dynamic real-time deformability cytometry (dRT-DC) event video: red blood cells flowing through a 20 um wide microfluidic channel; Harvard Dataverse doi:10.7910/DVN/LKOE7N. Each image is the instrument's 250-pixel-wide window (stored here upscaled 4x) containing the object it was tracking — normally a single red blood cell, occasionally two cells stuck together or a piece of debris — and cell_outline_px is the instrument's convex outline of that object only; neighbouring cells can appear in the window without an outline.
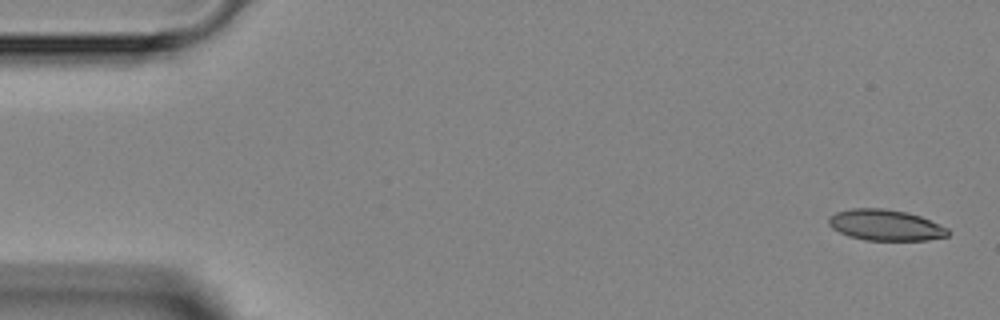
{"species": "Egyptian fruit bat (a non-hibernating species)", "species_latin": "Rousettus aegyptiacus", "temperature_condition": "room temperature", "stored_images_in_passage": 4, "camera_frame_rate_fps": 3000, "um_per_image_px": 0.085, "animal": {"sex": "female"}, "frame": {"image": 1, "passage_image": 1, "time_ms": 0.0, "image_size_px": [1000, 320], "cell_outline_px": [[952, 232], [948, 236], [928, 240], [864, 240], [848, 236], [832, 228], [828, 224], [828, 216], [836, 212], [852, 208], [884, 208], [908, 212], [920, 216], [948, 228]], "centroid_in_image_um": [75.27, 19.13], "position_along_channel_um": 9.7, "area_um2": 21.73}}
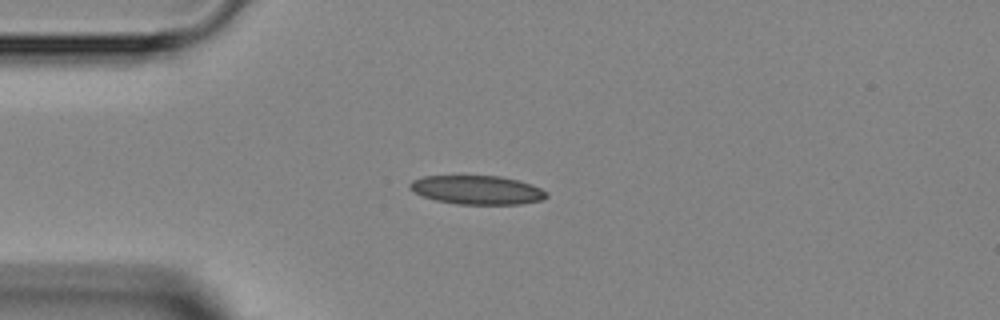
{"frame": {"image": 2, "passage_image": 4, "time_ms": 3.333, "image_size_px": [1000, 320], "cell_outline_px": [[548, 196], [540, 200], [520, 204], [456, 204], [436, 200], [420, 196], [408, 188], [408, 184], [412, 180], [424, 176], [500, 176], [532, 184], [548, 192]], "centroid_in_image_um": [40.52, 16.14], "position_along_channel_um": 44.5, "area_um2": 23.0}}